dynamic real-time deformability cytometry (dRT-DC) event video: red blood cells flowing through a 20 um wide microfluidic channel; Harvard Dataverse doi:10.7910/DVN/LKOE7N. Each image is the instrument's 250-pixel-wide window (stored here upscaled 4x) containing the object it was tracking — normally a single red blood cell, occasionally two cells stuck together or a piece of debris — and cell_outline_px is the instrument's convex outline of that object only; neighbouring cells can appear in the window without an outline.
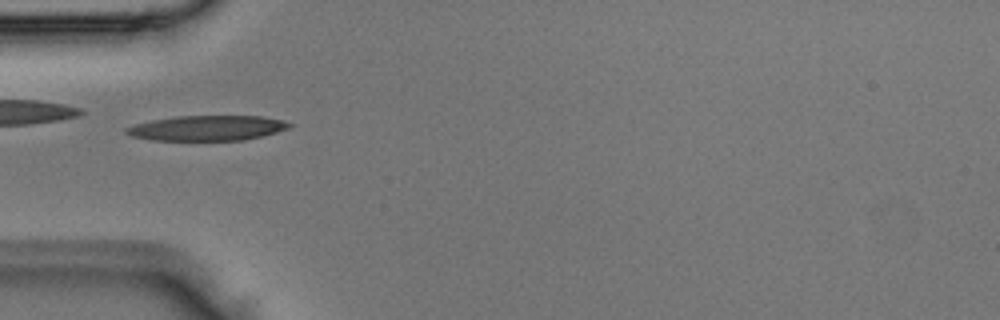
{"species": "Egyptian fruit bat (a non-hibernating species)", "species_latin": "Rousettus aegyptiacus", "temperature_condition": "room temperature", "stored_images_in_passage": 3, "camera_frame_rate_fps": 3000, "um_per_image_px": 0.085, "animal": {"sex": "male"}, "frame": {"image": 1, "passage_image": 2, "time_ms": 0.333, "image_size_px": [1000, 320], "cell_outline_px": [[292, 124], [288, 128], [276, 132], [244, 140], [152, 140], [132, 136], [124, 132], [124, 128], [136, 124], [152, 120], [176, 116], [260, 116], [284, 120]], "centroid_in_image_um": [17.59, 10.88], "position_along_channel_um": 67.4, "area_um2": 23.7}}